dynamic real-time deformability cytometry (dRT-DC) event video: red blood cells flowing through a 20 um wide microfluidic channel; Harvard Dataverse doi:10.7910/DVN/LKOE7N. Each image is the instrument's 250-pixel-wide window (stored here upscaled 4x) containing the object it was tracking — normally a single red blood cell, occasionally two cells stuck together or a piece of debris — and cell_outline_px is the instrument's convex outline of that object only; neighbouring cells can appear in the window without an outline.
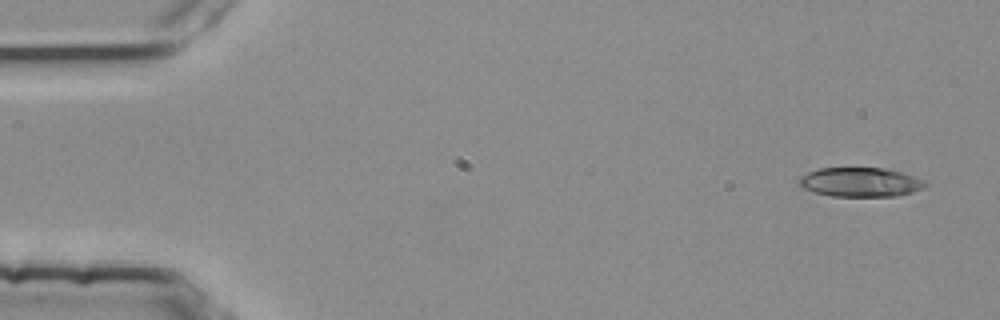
{"species": "common noctule bat (a hibernating species)", "species_latin": "Nyctalus noctula", "temperature_condition": "room temperature", "stored_images_in_passage": 3, "camera_frame_rate_fps": 3000, "um_per_image_px": 0.085, "animal": {"sex": "female", "body_mass_g": 25.1}, "frame": {"image": 1, "passage_image": 1, "time_ms": 0.0, "image_size_px": [1000, 320], "cell_outline_px": [[928, 184], [924, 188], [912, 192], [896, 196], [832, 196], [816, 192], [804, 188], [800, 184], [800, 176], [808, 172], [820, 168], [884, 168], [900, 172], [924, 180]], "centroid_in_image_um": [73.15, 15.48], "position_along_channel_um": 11.8, "area_um2": 21.27}}
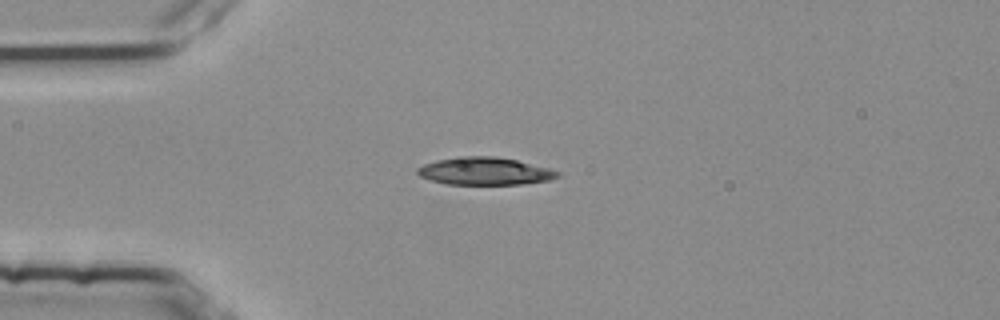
{"frame": {"image": 2, "passage_image": 3, "time_ms": 0.667, "image_size_px": [1000, 320], "cell_outline_px": [[560, 176], [548, 180], [520, 184], [448, 184], [432, 180], [420, 176], [416, 172], [416, 168], [424, 164], [436, 160], [464, 156], [496, 156], [516, 160], [548, 168], [560, 172]], "centroid_in_image_um": [41.19, 14.54], "position_along_channel_um": 43.8, "area_um2": 22.31}}